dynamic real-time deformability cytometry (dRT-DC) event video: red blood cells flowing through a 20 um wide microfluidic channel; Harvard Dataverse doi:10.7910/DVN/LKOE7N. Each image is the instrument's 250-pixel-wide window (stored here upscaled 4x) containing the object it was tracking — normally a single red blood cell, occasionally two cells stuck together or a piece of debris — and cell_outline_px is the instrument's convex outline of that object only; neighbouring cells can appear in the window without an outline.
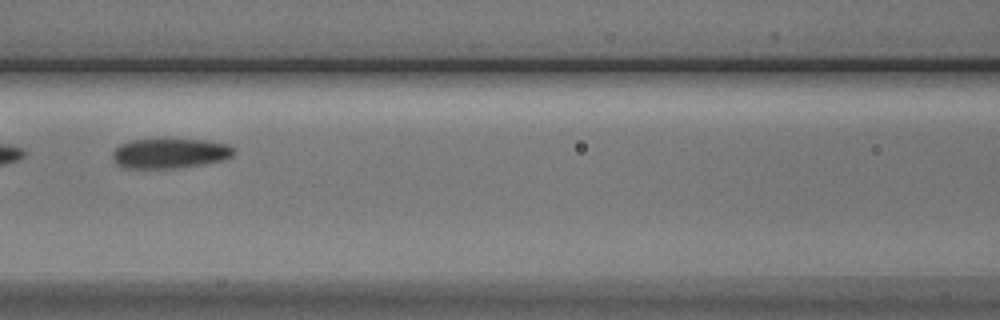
{"species": "Egyptian fruit bat (a non-hibernating species)", "species_latin": "Rousettus aegyptiacus", "temperature_condition": "cold", "stored_images_in_passage": 9, "camera_frame_rate_fps": 3000, "um_per_image_px": 0.085, "animal": {"sex": "male"}, "frame": {"image": 1, "passage_image": 9, "time_ms": 9.333, "image_size_px": [1000, 320], "cell_outline_px": [[236, 152], [232, 156], [220, 160], [200, 164], [172, 168], [124, 168], [116, 164], [112, 160], [112, 152], [120, 144], [132, 140], [204, 140], [228, 144], [236, 148]], "centroid_in_image_um": [14.42, 13.03], "position_along_channel_um": 152.2, "area_um2": 20.92}}